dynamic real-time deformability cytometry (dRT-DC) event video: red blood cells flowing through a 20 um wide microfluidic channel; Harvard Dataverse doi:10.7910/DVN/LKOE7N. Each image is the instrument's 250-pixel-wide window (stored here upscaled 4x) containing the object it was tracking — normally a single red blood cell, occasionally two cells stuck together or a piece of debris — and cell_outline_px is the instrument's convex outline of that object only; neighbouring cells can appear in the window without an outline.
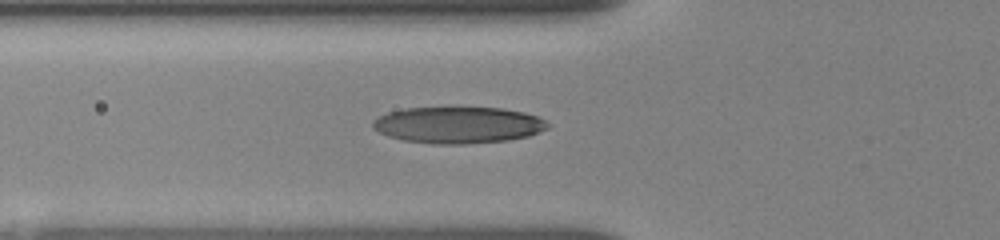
{"species": "human", "species_latin": "Homo sapiens", "temperature_condition": "room temperature", "stored_images_in_passage": 13, "camera_frame_rate_fps": 3000, "um_per_image_px": 0.085, "donor": {"sex": "female"}, "frame": {"image": 1, "passage_image": 8, "time_ms": 3.0, "image_size_px": [1000, 240], "cell_outline_px": [[552, 124], [548, 128], [528, 136], [508, 140], [464, 144], [432, 144], [404, 140], [388, 136], [372, 128], [372, 120], [388, 112], [404, 108], [504, 108], [524, 112], [536, 116]], "centroid_in_image_um": [38.95, 10.63], "position_along_channel_um": 86.9, "area_um2": 37.22}}
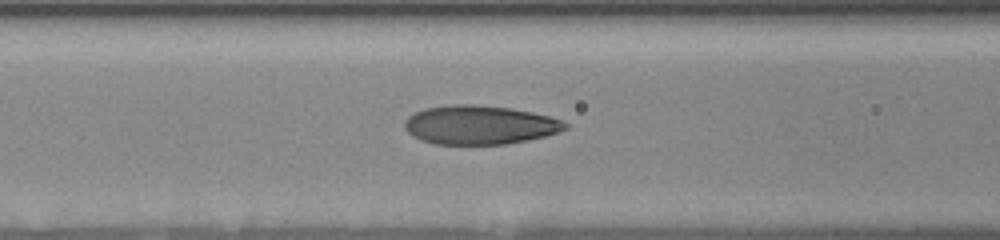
{"frame": {"image": 2, "passage_image": 12, "time_ms": 4.0, "image_size_px": [1000, 240], "cell_outline_px": [[568, 128], [544, 136], [528, 140], [508, 144], [436, 144], [412, 136], [404, 128], [404, 120], [412, 112], [424, 108], [452, 104], [476, 104], [508, 108], [532, 112], [564, 120], [568, 124]], "centroid_in_image_um": [40.74, 10.61], "position_along_channel_um": 125.9, "area_um2": 36.53}}